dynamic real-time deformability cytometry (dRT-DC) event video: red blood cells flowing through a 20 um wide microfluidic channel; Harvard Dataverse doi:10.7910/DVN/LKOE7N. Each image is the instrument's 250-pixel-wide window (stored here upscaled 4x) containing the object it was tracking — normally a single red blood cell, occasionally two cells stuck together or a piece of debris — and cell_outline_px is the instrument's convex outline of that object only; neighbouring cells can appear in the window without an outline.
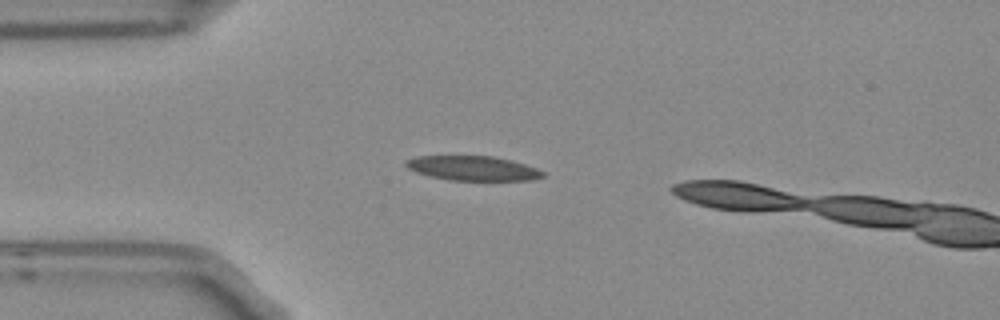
{"species": "Egyptian fruit bat (a non-hibernating species)", "species_latin": "Rousettus aegyptiacus", "temperature_condition": "room temperature", "stored_images_in_passage": 2, "segment_of_instrument_passage": [1, 2], "camera_frame_rate_fps": 3000, "um_per_image_px": 0.085, "frame": {"image": 1, "passage_image": 1, "time_ms": 0.0, "image_size_px": [1000, 320], "cell_outline_px": [[544, 176], [532, 180], [452, 180], [432, 176], [408, 168], [404, 164], [404, 160], [416, 156], [492, 156], [512, 160], [536, 168], [544, 172]], "centroid_in_image_um": [40.21, 14.29], "position_along_channel_um": 44.8, "area_um2": 19.36}}